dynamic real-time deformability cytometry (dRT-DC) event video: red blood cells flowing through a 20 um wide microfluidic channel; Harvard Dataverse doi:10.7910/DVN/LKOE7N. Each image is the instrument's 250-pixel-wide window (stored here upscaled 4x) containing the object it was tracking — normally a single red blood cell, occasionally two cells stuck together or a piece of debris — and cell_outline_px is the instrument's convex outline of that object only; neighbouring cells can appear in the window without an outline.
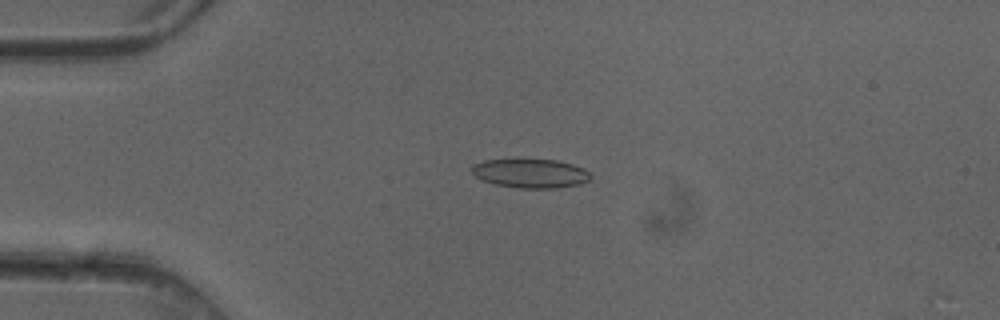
{"species": "common noctule bat (a hibernating species)", "species_latin": "Nyctalus noctula", "temperature_condition": "cold", "stored_images_in_passage": 6, "camera_frame_rate_fps": 3000, "um_per_image_px": 0.085, "animal": {"sex": "female"}, "frame": {"image": 1, "passage_image": 3, "time_ms": 0.667, "image_size_px": [1000, 320], "cell_outline_px": [[592, 176], [588, 180], [580, 184], [556, 188], [516, 188], [496, 184], [484, 180], [476, 176], [468, 168], [472, 164], [484, 160], [556, 160], [572, 164], [584, 168]], "centroid_in_image_um": [45.08, 14.74], "position_along_channel_um": 39.9, "area_um2": 20.0}}
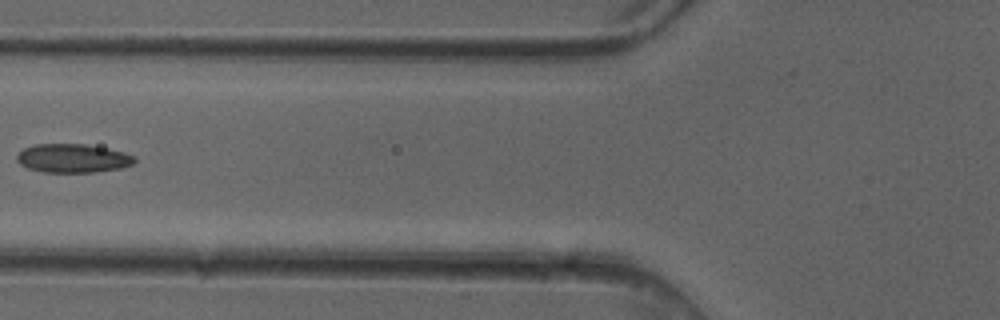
{"frame": {"image": 2, "passage_image": 5, "time_ms": 1.333, "image_size_px": [1000, 320], "cell_outline_px": [[136, 160], [132, 164], [120, 168], [96, 172], [40, 172], [28, 168], [20, 164], [16, 160], [16, 156], [24, 148], [32, 144], [84, 144], [108, 148], [124, 152], [136, 156]], "centroid_in_image_um": [6.18, 13.45], "position_along_channel_um": 119.6, "area_um2": 19.83}}
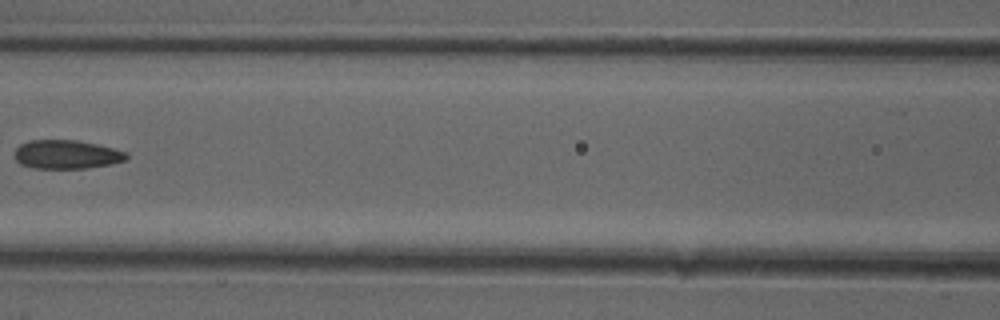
{"frame": {"image": 3, "passage_image": 6, "time_ms": 1.667, "image_size_px": [1000, 320], "cell_outline_px": [[128, 160], [108, 164], [84, 168], [32, 168], [20, 164], [16, 160], [16, 148], [20, 144], [28, 140], [76, 140], [96, 144], [128, 152]], "centroid_in_image_um": [5.66, 13.12], "position_along_channel_um": 160.9, "area_um2": 18.67}}